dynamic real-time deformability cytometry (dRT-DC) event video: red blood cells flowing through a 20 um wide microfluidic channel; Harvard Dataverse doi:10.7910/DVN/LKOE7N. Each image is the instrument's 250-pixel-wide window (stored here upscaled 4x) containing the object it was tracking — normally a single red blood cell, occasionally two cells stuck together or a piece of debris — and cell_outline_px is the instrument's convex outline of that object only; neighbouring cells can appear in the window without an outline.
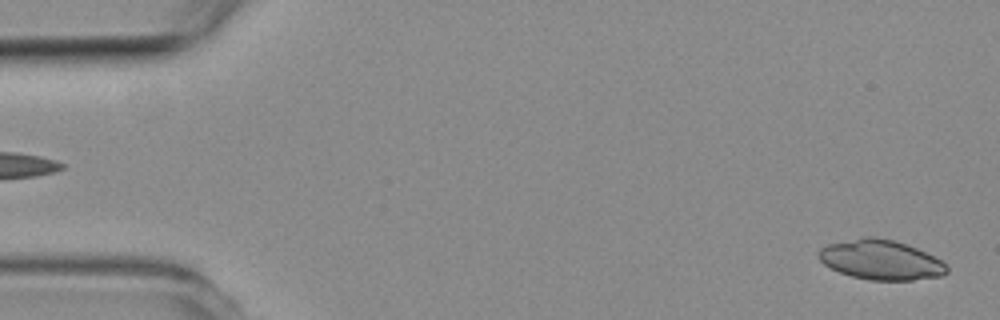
{"species": "common noctule bat (a hibernating species)", "species_latin": "Nyctalus noctula", "temperature_condition": "room temperature", "stored_images_in_passage": 2, "segment_of_instrument_passage": [2, 2], "camera_frame_rate_fps": 3000, "um_per_image_px": 0.085, "animal": {"sex": "female", "body_mass_g": 19.3, "forearm_length_mm": 54.1}, "frame": {"image": 1, "passage_image": 2, "time_ms": 1.333, "image_size_px": [1000, 320], "cell_outline_px": [[948, 272], [940, 276], [912, 280], [868, 280], [852, 276], [840, 272], [824, 264], [820, 260], [820, 248], [828, 244], [864, 236], [876, 236], [892, 240], [916, 248], [948, 264]], "centroid_in_image_um": [74.88, 22.09], "position_along_channel_um": 10.1, "area_um2": 29.42}}